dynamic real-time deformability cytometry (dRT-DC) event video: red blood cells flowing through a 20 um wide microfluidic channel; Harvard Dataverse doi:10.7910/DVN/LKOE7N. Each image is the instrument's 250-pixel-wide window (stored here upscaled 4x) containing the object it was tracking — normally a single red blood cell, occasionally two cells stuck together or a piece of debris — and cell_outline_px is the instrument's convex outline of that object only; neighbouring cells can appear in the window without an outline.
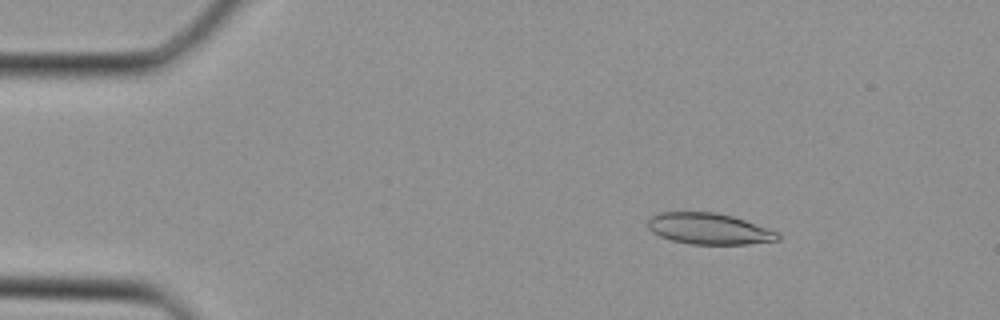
{"species": "Egyptian fruit bat (a non-hibernating species)", "species_latin": "Rousettus aegyptiacus", "temperature_condition": "cold", "stored_images_in_passage": 19, "camera_frame_rate_fps": 3000, "um_per_image_px": 0.085, "animal": {"sex": "female"}, "frame": {"image": 1, "passage_image": 5, "time_ms": 1.333, "image_size_px": [1000, 320], "cell_outline_px": [[780, 240], [748, 244], [692, 244], [672, 240], [660, 236], [652, 232], [648, 228], [648, 216], [660, 212], [716, 212], [732, 216], [780, 232]], "centroid_in_image_um": [60.26, 19.44], "position_along_channel_um": 24.7, "area_um2": 23.7}}
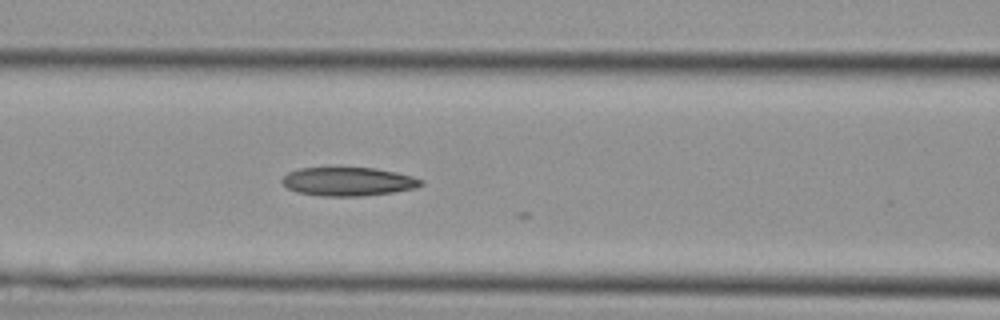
{"frame": {"image": 2, "passage_image": 15, "time_ms": 4.667, "image_size_px": [1000, 320], "cell_outline_px": [[424, 184], [416, 188], [392, 192], [364, 196], [320, 196], [296, 192], [288, 188], [280, 180], [288, 172], [300, 168], [376, 168], [396, 172], [412, 176], [424, 180]], "centroid_in_image_um": [29.61, 15.44], "position_along_channel_um": 137.0, "area_um2": 23.24}}
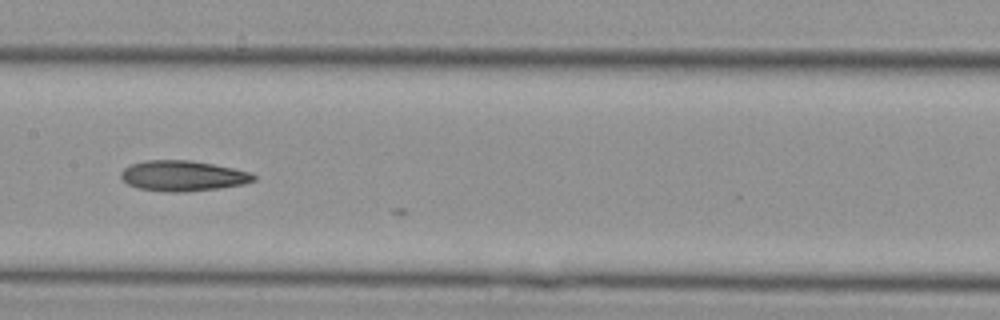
{"frame": {"image": 3, "passage_image": 18, "time_ms": 5.667, "image_size_px": [1000, 320], "cell_outline_px": [[256, 180], [244, 184], [220, 188], [184, 192], [172, 192], [136, 188], [128, 184], [120, 176], [120, 172], [124, 168], [132, 164], [144, 160], [192, 160], [252, 172], [256, 176]], "centroid_in_image_um": [15.55, 14.94], "position_along_channel_um": 191.8, "area_um2": 23.64}}